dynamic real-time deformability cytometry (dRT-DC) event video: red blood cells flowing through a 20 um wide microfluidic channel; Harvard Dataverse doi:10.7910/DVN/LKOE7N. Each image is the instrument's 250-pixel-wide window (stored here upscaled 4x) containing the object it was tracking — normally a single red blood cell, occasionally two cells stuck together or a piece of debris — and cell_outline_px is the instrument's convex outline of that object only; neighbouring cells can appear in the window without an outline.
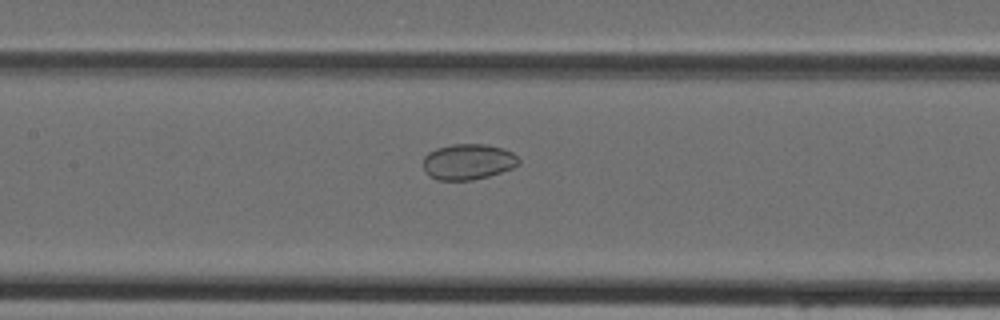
{"species": "Egyptian fruit bat (a non-hibernating species)", "species_latin": "Rousettus aegyptiacus", "temperature_condition": "cold", "stored_images_in_passage": 47, "camera_frame_rate_fps": 3000, "um_per_image_px": 0.085, "animal": {"sex": "female"}, "frame": {"image": 1, "passage_image": 22, "time_ms": 7.0, "image_size_px": [1000, 320], "cell_outline_px": [[520, 164], [512, 168], [488, 176], [472, 180], [436, 180], [428, 176], [424, 172], [424, 156], [428, 152], [436, 148], [452, 144], [484, 144], [504, 148], [512, 152], [520, 160]], "centroid_in_image_um": [39.77, 13.75], "position_along_channel_um": 167.6, "area_um2": 20.06}}
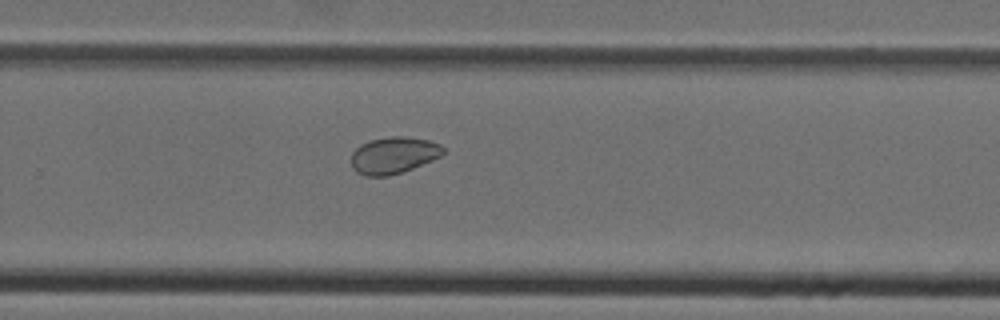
{"frame": {"image": 2, "passage_image": 31, "time_ms": 10.0, "image_size_px": [1000, 320], "cell_outline_px": [[444, 152], [440, 156], [432, 160], [412, 168], [388, 176], [364, 176], [356, 172], [352, 168], [352, 152], [360, 144], [368, 140], [388, 136], [404, 136], [428, 140], [440, 144], [444, 148]], "centroid_in_image_um": [33.42, 13.18], "position_along_channel_um": 296.4, "area_um2": 19.71}}
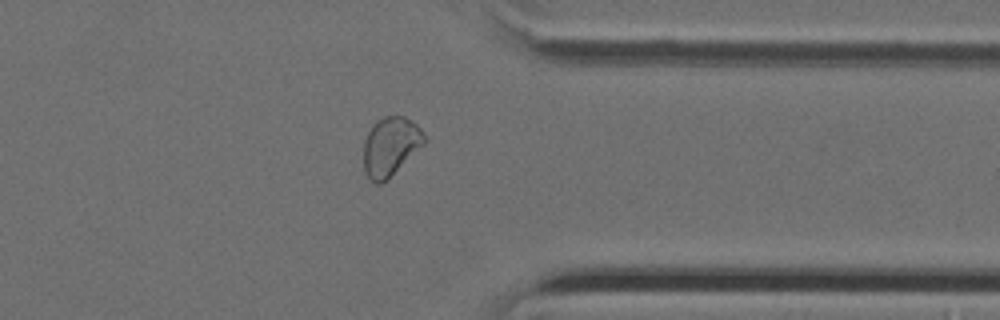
{"frame": {"image": 3, "passage_image": 37, "time_ms": 12.0, "image_size_px": [1000, 320], "cell_outline_px": [[428, 140], [388, 180], [380, 184], [376, 184], [368, 180], [364, 172], [364, 140], [368, 132], [376, 120], [384, 116], [404, 116], [416, 124], [424, 132]], "centroid_in_image_um": [33.19, 12.47], "position_along_channel_um": 378.2, "area_um2": 21.15}}